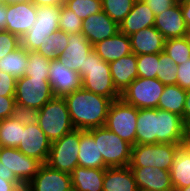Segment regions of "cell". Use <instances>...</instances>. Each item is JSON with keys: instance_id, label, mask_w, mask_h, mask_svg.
Returning <instances> with one entry per match:
<instances>
[{"instance_id": "cell-39", "label": "cell", "mask_w": 190, "mask_h": 191, "mask_svg": "<svg viewBox=\"0 0 190 191\" xmlns=\"http://www.w3.org/2000/svg\"><path fill=\"white\" fill-rule=\"evenodd\" d=\"M138 77L157 78L159 54L136 55Z\"/></svg>"}, {"instance_id": "cell-52", "label": "cell", "mask_w": 190, "mask_h": 191, "mask_svg": "<svg viewBox=\"0 0 190 191\" xmlns=\"http://www.w3.org/2000/svg\"><path fill=\"white\" fill-rule=\"evenodd\" d=\"M6 19H7L6 5L0 4V31L5 30Z\"/></svg>"}, {"instance_id": "cell-30", "label": "cell", "mask_w": 190, "mask_h": 191, "mask_svg": "<svg viewBox=\"0 0 190 191\" xmlns=\"http://www.w3.org/2000/svg\"><path fill=\"white\" fill-rule=\"evenodd\" d=\"M185 99L186 90L177 84L165 85L158 102V109L178 114L183 118Z\"/></svg>"}, {"instance_id": "cell-10", "label": "cell", "mask_w": 190, "mask_h": 191, "mask_svg": "<svg viewBox=\"0 0 190 191\" xmlns=\"http://www.w3.org/2000/svg\"><path fill=\"white\" fill-rule=\"evenodd\" d=\"M14 97L17 105L39 110L54 97V94L49 80L23 76L16 79Z\"/></svg>"}, {"instance_id": "cell-28", "label": "cell", "mask_w": 190, "mask_h": 191, "mask_svg": "<svg viewBox=\"0 0 190 191\" xmlns=\"http://www.w3.org/2000/svg\"><path fill=\"white\" fill-rule=\"evenodd\" d=\"M105 168L77 166L71 173L72 187L76 191H103Z\"/></svg>"}, {"instance_id": "cell-3", "label": "cell", "mask_w": 190, "mask_h": 191, "mask_svg": "<svg viewBox=\"0 0 190 191\" xmlns=\"http://www.w3.org/2000/svg\"><path fill=\"white\" fill-rule=\"evenodd\" d=\"M38 125L51 143L75 129L63 97H53L39 109Z\"/></svg>"}, {"instance_id": "cell-42", "label": "cell", "mask_w": 190, "mask_h": 191, "mask_svg": "<svg viewBox=\"0 0 190 191\" xmlns=\"http://www.w3.org/2000/svg\"><path fill=\"white\" fill-rule=\"evenodd\" d=\"M21 45L20 38L8 31H0V59L6 57Z\"/></svg>"}, {"instance_id": "cell-54", "label": "cell", "mask_w": 190, "mask_h": 191, "mask_svg": "<svg viewBox=\"0 0 190 191\" xmlns=\"http://www.w3.org/2000/svg\"><path fill=\"white\" fill-rule=\"evenodd\" d=\"M184 39L186 40V42L188 43V45L190 47V27L187 28V30L184 34Z\"/></svg>"}, {"instance_id": "cell-60", "label": "cell", "mask_w": 190, "mask_h": 191, "mask_svg": "<svg viewBox=\"0 0 190 191\" xmlns=\"http://www.w3.org/2000/svg\"><path fill=\"white\" fill-rule=\"evenodd\" d=\"M19 191H28V190L26 189V187H24V188L20 189Z\"/></svg>"}, {"instance_id": "cell-8", "label": "cell", "mask_w": 190, "mask_h": 191, "mask_svg": "<svg viewBox=\"0 0 190 191\" xmlns=\"http://www.w3.org/2000/svg\"><path fill=\"white\" fill-rule=\"evenodd\" d=\"M80 130L74 129L51 143L46 164L61 172L71 174L78 165Z\"/></svg>"}, {"instance_id": "cell-41", "label": "cell", "mask_w": 190, "mask_h": 191, "mask_svg": "<svg viewBox=\"0 0 190 191\" xmlns=\"http://www.w3.org/2000/svg\"><path fill=\"white\" fill-rule=\"evenodd\" d=\"M39 110L32 107L17 105L14 107L12 117L24 126L38 123Z\"/></svg>"}, {"instance_id": "cell-38", "label": "cell", "mask_w": 190, "mask_h": 191, "mask_svg": "<svg viewBox=\"0 0 190 191\" xmlns=\"http://www.w3.org/2000/svg\"><path fill=\"white\" fill-rule=\"evenodd\" d=\"M177 65L164 52L159 53L157 79L164 85L177 84Z\"/></svg>"}, {"instance_id": "cell-20", "label": "cell", "mask_w": 190, "mask_h": 191, "mask_svg": "<svg viewBox=\"0 0 190 191\" xmlns=\"http://www.w3.org/2000/svg\"><path fill=\"white\" fill-rule=\"evenodd\" d=\"M154 27L167 39L184 37L187 30L180 3L155 16Z\"/></svg>"}, {"instance_id": "cell-34", "label": "cell", "mask_w": 190, "mask_h": 191, "mask_svg": "<svg viewBox=\"0 0 190 191\" xmlns=\"http://www.w3.org/2000/svg\"><path fill=\"white\" fill-rule=\"evenodd\" d=\"M50 59L36 51H28V63L25 68V76L43 78L49 80Z\"/></svg>"}, {"instance_id": "cell-29", "label": "cell", "mask_w": 190, "mask_h": 191, "mask_svg": "<svg viewBox=\"0 0 190 191\" xmlns=\"http://www.w3.org/2000/svg\"><path fill=\"white\" fill-rule=\"evenodd\" d=\"M170 177L173 188L190 186V151L184 145L177 149Z\"/></svg>"}, {"instance_id": "cell-11", "label": "cell", "mask_w": 190, "mask_h": 191, "mask_svg": "<svg viewBox=\"0 0 190 191\" xmlns=\"http://www.w3.org/2000/svg\"><path fill=\"white\" fill-rule=\"evenodd\" d=\"M0 161L3 167L14 173L16 178L26 186L37 174L43 165L41 161L24 155L18 148L1 147Z\"/></svg>"}, {"instance_id": "cell-4", "label": "cell", "mask_w": 190, "mask_h": 191, "mask_svg": "<svg viewBox=\"0 0 190 191\" xmlns=\"http://www.w3.org/2000/svg\"><path fill=\"white\" fill-rule=\"evenodd\" d=\"M98 140L99 153L108 167L129 166L132 145L111 132L106 126L88 130Z\"/></svg>"}, {"instance_id": "cell-37", "label": "cell", "mask_w": 190, "mask_h": 191, "mask_svg": "<svg viewBox=\"0 0 190 191\" xmlns=\"http://www.w3.org/2000/svg\"><path fill=\"white\" fill-rule=\"evenodd\" d=\"M65 6L72 10L82 21L102 11L101 0H66Z\"/></svg>"}, {"instance_id": "cell-55", "label": "cell", "mask_w": 190, "mask_h": 191, "mask_svg": "<svg viewBox=\"0 0 190 191\" xmlns=\"http://www.w3.org/2000/svg\"><path fill=\"white\" fill-rule=\"evenodd\" d=\"M173 191H190V186H187L184 188H174Z\"/></svg>"}, {"instance_id": "cell-19", "label": "cell", "mask_w": 190, "mask_h": 191, "mask_svg": "<svg viewBox=\"0 0 190 191\" xmlns=\"http://www.w3.org/2000/svg\"><path fill=\"white\" fill-rule=\"evenodd\" d=\"M138 189L149 191H173L170 171L158 167H130Z\"/></svg>"}, {"instance_id": "cell-31", "label": "cell", "mask_w": 190, "mask_h": 191, "mask_svg": "<svg viewBox=\"0 0 190 191\" xmlns=\"http://www.w3.org/2000/svg\"><path fill=\"white\" fill-rule=\"evenodd\" d=\"M28 63V51L21 45L0 59V70L12 75L15 79L25 76Z\"/></svg>"}, {"instance_id": "cell-14", "label": "cell", "mask_w": 190, "mask_h": 191, "mask_svg": "<svg viewBox=\"0 0 190 191\" xmlns=\"http://www.w3.org/2000/svg\"><path fill=\"white\" fill-rule=\"evenodd\" d=\"M28 191H72L71 174L54 170L43 164L35 177L25 186Z\"/></svg>"}, {"instance_id": "cell-45", "label": "cell", "mask_w": 190, "mask_h": 191, "mask_svg": "<svg viewBox=\"0 0 190 191\" xmlns=\"http://www.w3.org/2000/svg\"><path fill=\"white\" fill-rule=\"evenodd\" d=\"M15 106V97L0 96V121L2 119L12 117Z\"/></svg>"}, {"instance_id": "cell-26", "label": "cell", "mask_w": 190, "mask_h": 191, "mask_svg": "<svg viewBox=\"0 0 190 191\" xmlns=\"http://www.w3.org/2000/svg\"><path fill=\"white\" fill-rule=\"evenodd\" d=\"M78 165L85 168H107L99 153L98 140L88 130H80Z\"/></svg>"}, {"instance_id": "cell-21", "label": "cell", "mask_w": 190, "mask_h": 191, "mask_svg": "<svg viewBox=\"0 0 190 191\" xmlns=\"http://www.w3.org/2000/svg\"><path fill=\"white\" fill-rule=\"evenodd\" d=\"M131 50L135 55L159 54L164 51L165 38L154 27H146L129 36Z\"/></svg>"}, {"instance_id": "cell-35", "label": "cell", "mask_w": 190, "mask_h": 191, "mask_svg": "<svg viewBox=\"0 0 190 191\" xmlns=\"http://www.w3.org/2000/svg\"><path fill=\"white\" fill-rule=\"evenodd\" d=\"M176 65L186 63L190 59V47L184 37L165 40L164 51Z\"/></svg>"}, {"instance_id": "cell-46", "label": "cell", "mask_w": 190, "mask_h": 191, "mask_svg": "<svg viewBox=\"0 0 190 191\" xmlns=\"http://www.w3.org/2000/svg\"><path fill=\"white\" fill-rule=\"evenodd\" d=\"M144 2L149 6L156 16L175 5L177 0H145Z\"/></svg>"}, {"instance_id": "cell-61", "label": "cell", "mask_w": 190, "mask_h": 191, "mask_svg": "<svg viewBox=\"0 0 190 191\" xmlns=\"http://www.w3.org/2000/svg\"><path fill=\"white\" fill-rule=\"evenodd\" d=\"M137 191H149V190H145V189H138Z\"/></svg>"}, {"instance_id": "cell-7", "label": "cell", "mask_w": 190, "mask_h": 191, "mask_svg": "<svg viewBox=\"0 0 190 191\" xmlns=\"http://www.w3.org/2000/svg\"><path fill=\"white\" fill-rule=\"evenodd\" d=\"M137 117L138 108L120 98L111 102L105 126L133 146L136 144Z\"/></svg>"}, {"instance_id": "cell-56", "label": "cell", "mask_w": 190, "mask_h": 191, "mask_svg": "<svg viewBox=\"0 0 190 191\" xmlns=\"http://www.w3.org/2000/svg\"><path fill=\"white\" fill-rule=\"evenodd\" d=\"M27 1H31V0H8V3H22V2H27Z\"/></svg>"}, {"instance_id": "cell-58", "label": "cell", "mask_w": 190, "mask_h": 191, "mask_svg": "<svg viewBox=\"0 0 190 191\" xmlns=\"http://www.w3.org/2000/svg\"><path fill=\"white\" fill-rule=\"evenodd\" d=\"M0 4H8V0H0Z\"/></svg>"}, {"instance_id": "cell-5", "label": "cell", "mask_w": 190, "mask_h": 191, "mask_svg": "<svg viewBox=\"0 0 190 191\" xmlns=\"http://www.w3.org/2000/svg\"><path fill=\"white\" fill-rule=\"evenodd\" d=\"M183 144H135L131 149L129 167H158L170 171L174 163L175 154Z\"/></svg>"}, {"instance_id": "cell-6", "label": "cell", "mask_w": 190, "mask_h": 191, "mask_svg": "<svg viewBox=\"0 0 190 191\" xmlns=\"http://www.w3.org/2000/svg\"><path fill=\"white\" fill-rule=\"evenodd\" d=\"M36 22L20 39L21 46L27 51H36L45 41L59 29L60 6H36Z\"/></svg>"}, {"instance_id": "cell-44", "label": "cell", "mask_w": 190, "mask_h": 191, "mask_svg": "<svg viewBox=\"0 0 190 191\" xmlns=\"http://www.w3.org/2000/svg\"><path fill=\"white\" fill-rule=\"evenodd\" d=\"M177 85L184 90L190 89V59L177 65Z\"/></svg>"}, {"instance_id": "cell-57", "label": "cell", "mask_w": 190, "mask_h": 191, "mask_svg": "<svg viewBox=\"0 0 190 191\" xmlns=\"http://www.w3.org/2000/svg\"><path fill=\"white\" fill-rule=\"evenodd\" d=\"M185 133H190V122L186 125V132Z\"/></svg>"}, {"instance_id": "cell-36", "label": "cell", "mask_w": 190, "mask_h": 191, "mask_svg": "<svg viewBox=\"0 0 190 191\" xmlns=\"http://www.w3.org/2000/svg\"><path fill=\"white\" fill-rule=\"evenodd\" d=\"M102 10L109 18L120 24L130 13L135 0H101Z\"/></svg>"}, {"instance_id": "cell-27", "label": "cell", "mask_w": 190, "mask_h": 191, "mask_svg": "<svg viewBox=\"0 0 190 191\" xmlns=\"http://www.w3.org/2000/svg\"><path fill=\"white\" fill-rule=\"evenodd\" d=\"M138 187L129 166L105 168L103 191H137Z\"/></svg>"}, {"instance_id": "cell-59", "label": "cell", "mask_w": 190, "mask_h": 191, "mask_svg": "<svg viewBox=\"0 0 190 191\" xmlns=\"http://www.w3.org/2000/svg\"><path fill=\"white\" fill-rule=\"evenodd\" d=\"M188 1H190V0H177V2H179V3L188 2Z\"/></svg>"}, {"instance_id": "cell-25", "label": "cell", "mask_w": 190, "mask_h": 191, "mask_svg": "<svg viewBox=\"0 0 190 191\" xmlns=\"http://www.w3.org/2000/svg\"><path fill=\"white\" fill-rule=\"evenodd\" d=\"M158 134V108L138 109L136 144H156Z\"/></svg>"}, {"instance_id": "cell-47", "label": "cell", "mask_w": 190, "mask_h": 191, "mask_svg": "<svg viewBox=\"0 0 190 191\" xmlns=\"http://www.w3.org/2000/svg\"><path fill=\"white\" fill-rule=\"evenodd\" d=\"M24 187L21 182H10L0 177V191H19Z\"/></svg>"}, {"instance_id": "cell-24", "label": "cell", "mask_w": 190, "mask_h": 191, "mask_svg": "<svg viewBox=\"0 0 190 191\" xmlns=\"http://www.w3.org/2000/svg\"><path fill=\"white\" fill-rule=\"evenodd\" d=\"M93 50L105 62H112L132 53L129 36L118 32L93 46Z\"/></svg>"}, {"instance_id": "cell-2", "label": "cell", "mask_w": 190, "mask_h": 191, "mask_svg": "<svg viewBox=\"0 0 190 191\" xmlns=\"http://www.w3.org/2000/svg\"><path fill=\"white\" fill-rule=\"evenodd\" d=\"M82 88L95 94L118 100L121 94L116 90L109 63L103 61L93 50L84 63V71L80 74Z\"/></svg>"}, {"instance_id": "cell-43", "label": "cell", "mask_w": 190, "mask_h": 191, "mask_svg": "<svg viewBox=\"0 0 190 191\" xmlns=\"http://www.w3.org/2000/svg\"><path fill=\"white\" fill-rule=\"evenodd\" d=\"M16 79L6 72L0 70V96L14 97Z\"/></svg>"}, {"instance_id": "cell-18", "label": "cell", "mask_w": 190, "mask_h": 191, "mask_svg": "<svg viewBox=\"0 0 190 191\" xmlns=\"http://www.w3.org/2000/svg\"><path fill=\"white\" fill-rule=\"evenodd\" d=\"M185 132L182 116L158 109L157 143L183 144Z\"/></svg>"}, {"instance_id": "cell-9", "label": "cell", "mask_w": 190, "mask_h": 191, "mask_svg": "<svg viewBox=\"0 0 190 191\" xmlns=\"http://www.w3.org/2000/svg\"><path fill=\"white\" fill-rule=\"evenodd\" d=\"M165 85L157 78L137 77L121 94V99L138 109L158 108Z\"/></svg>"}, {"instance_id": "cell-16", "label": "cell", "mask_w": 190, "mask_h": 191, "mask_svg": "<svg viewBox=\"0 0 190 191\" xmlns=\"http://www.w3.org/2000/svg\"><path fill=\"white\" fill-rule=\"evenodd\" d=\"M93 51V45L80 32L70 34L68 46L65 51L58 56V60L63 62L69 70H74L81 74L84 71V63L88 55Z\"/></svg>"}, {"instance_id": "cell-40", "label": "cell", "mask_w": 190, "mask_h": 191, "mask_svg": "<svg viewBox=\"0 0 190 191\" xmlns=\"http://www.w3.org/2000/svg\"><path fill=\"white\" fill-rule=\"evenodd\" d=\"M82 20L65 5L61 6L59 29L68 35L82 31Z\"/></svg>"}, {"instance_id": "cell-51", "label": "cell", "mask_w": 190, "mask_h": 191, "mask_svg": "<svg viewBox=\"0 0 190 191\" xmlns=\"http://www.w3.org/2000/svg\"><path fill=\"white\" fill-rule=\"evenodd\" d=\"M0 177L4 180L10 181V182H20L14 173H9L4 167L2 162L0 161Z\"/></svg>"}, {"instance_id": "cell-49", "label": "cell", "mask_w": 190, "mask_h": 191, "mask_svg": "<svg viewBox=\"0 0 190 191\" xmlns=\"http://www.w3.org/2000/svg\"><path fill=\"white\" fill-rule=\"evenodd\" d=\"M183 121L187 125L190 122V89L186 90V99L184 103Z\"/></svg>"}, {"instance_id": "cell-13", "label": "cell", "mask_w": 190, "mask_h": 191, "mask_svg": "<svg viewBox=\"0 0 190 191\" xmlns=\"http://www.w3.org/2000/svg\"><path fill=\"white\" fill-rule=\"evenodd\" d=\"M51 142L37 124L24 126L18 149L26 156L38 159L46 164L49 157Z\"/></svg>"}, {"instance_id": "cell-15", "label": "cell", "mask_w": 190, "mask_h": 191, "mask_svg": "<svg viewBox=\"0 0 190 191\" xmlns=\"http://www.w3.org/2000/svg\"><path fill=\"white\" fill-rule=\"evenodd\" d=\"M49 82L54 97H64L82 87L80 74L74 70H69L58 59L50 62Z\"/></svg>"}, {"instance_id": "cell-12", "label": "cell", "mask_w": 190, "mask_h": 191, "mask_svg": "<svg viewBox=\"0 0 190 191\" xmlns=\"http://www.w3.org/2000/svg\"><path fill=\"white\" fill-rule=\"evenodd\" d=\"M7 19L5 31L20 39L32 28L36 22L37 8L31 2L6 4Z\"/></svg>"}, {"instance_id": "cell-50", "label": "cell", "mask_w": 190, "mask_h": 191, "mask_svg": "<svg viewBox=\"0 0 190 191\" xmlns=\"http://www.w3.org/2000/svg\"><path fill=\"white\" fill-rule=\"evenodd\" d=\"M183 18L187 28L190 27V1L180 3Z\"/></svg>"}, {"instance_id": "cell-1", "label": "cell", "mask_w": 190, "mask_h": 191, "mask_svg": "<svg viewBox=\"0 0 190 191\" xmlns=\"http://www.w3.org/2000/svg\"><path fill=\"white\" fill-rule=\"evenodd\" d=\"M63 98L75 129L89 130L105 126L108 109L112 102L110 98L87 91L82 87Z\"/></svg>"}, {"instance_id": "cell-32", "label": "cell", "mask_w": 190, "mask_h": 191, "mask_svg": "<svg viewBox=\"0 0 190 191\" xmlns=\"http://www.w3.org/2000/svg\"><path fill=\"white\" fill-rule=\"evenodd\" d=\"M24 125L13 117L0 121V144L2 147L18 148Z\"/></svg>"}, {"instance_id": "cell-48", "label": "cell", "mask_w": 190, "mask_h": 191, "mask_svg": "<svg viewBox=\"0 0 190 191\" xmlns=\"http://www.w3.org/2000/svg\"><path fill=\"white\" fill-rule=\"evenodd\" d=\"M35 6H63L66 0H31Z\"/></svg>"}, {"instance_id": "cell-23", "label": "cell", "mask_w": 190, "mask_h": 191, "mask_svg": "<svg viewBox=\"0 0 190 191\" xmlns=\"http://www.w3.org/2000/svg\"><path fill=\"white\" fill-rule=\"evenodd\" d=\"M154 24L155 14L149 6L144 1H135L130 13L119 24V32L130 36Z\"/></svg>"}, {"instance_id": "cell-33", "label": "cell", "mask_w": 190, "mask_h": 191, "mask_svg": "<svg viewBox=\"0 0 190 191\" xmlns=\"http://www.w3.org/2000/svg\"><path fill=\"white\" fill-rule=\"evenodd\" d=\"M69 35L61 30L56 31L52 36L46 37L43 44L36 52L50 60L58 59L68 46Z\"/></svg>"}, {"instance_id": "cell-17", "label": "cell", "mask_w": 190, "mask_h": 191, "mask_svg": "<svg viewBox=\"0 0 190 191\" xmlns=\"http://www.w3.org/2000/svg\"><path fill=\"white\" fill-rule=\"evenodd\" d=\"M119 32V24L113 21L102 10L83 20L81 33L94 46Z\"/></svg>"}, {"instance_id": "cell-22", "label": "cell", "mask_w": 190, "mask_h": 191, "mask_svg": "<svg viewBox=\"0 0 190 191\" xmlns=\"http://www.w3.org/2000/svg\"><path fill=\"white\" fill-rule=\"evenodd\" d=\"M109 67L113 84L120 94L138 77L137 57L134 53L109 62Z\"/></svg>"}, {"instance_id": "cell-53", "label": "cell", "mask_w": 190, "mask_h": 191, "mask_svg": "<svg viewBox=\"0 0 190 191\" xmlns=\"http://www.w3.org/2000/svg\"><path fill=\"white\" fill-rule=\"evenodd\" d=\"M183 145L190 151V133H185Z\"/></svg>"}]
</instances>
